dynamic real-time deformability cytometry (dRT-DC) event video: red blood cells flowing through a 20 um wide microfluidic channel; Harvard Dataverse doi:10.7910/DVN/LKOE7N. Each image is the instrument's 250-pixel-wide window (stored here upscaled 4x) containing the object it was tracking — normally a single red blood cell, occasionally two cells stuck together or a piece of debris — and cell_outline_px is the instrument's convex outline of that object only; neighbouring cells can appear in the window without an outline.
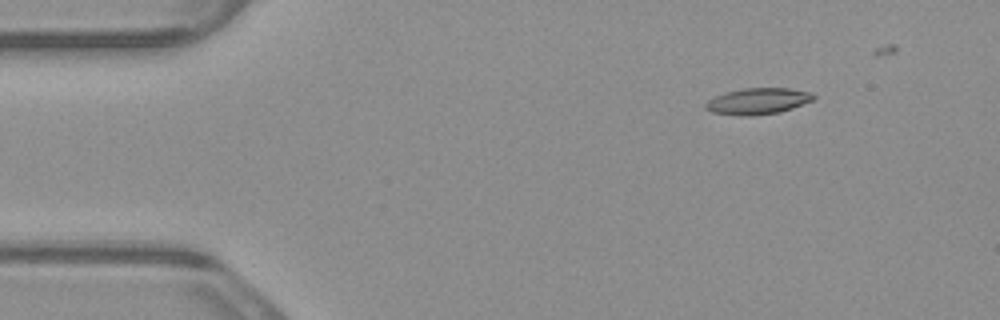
{"species": "common noctule bat (a hibernating species)", "species_latin": "Nyctalus noctula", "temperature_condition": "warm", "stored_images_in_passage": 6, "camera_frame_rate_fps": 3000, "um_per_image_px": 0.085, "animal": {"sex": "male", "body_mass_g": 23.1, "forearm_length_mm": 52.7}, "frame": {"image": 1, "passage_image": 2, "time_ms": 0.333, "image_size_px": [1000, 320], "cell_outline_px": [[816, 96], [812, 100], [792, 108], [780, 112], [752, 116], [740, 116], [712, 112], [704, 108], [704, 104], [708, 100], [716, 96], [728, 92], [744, 88], [788, 88], [812, 92]], "centroid_in_image_um": [64.42, 8.6], "position_along_channel_um": 20.6, "area_um2": 16.47}}
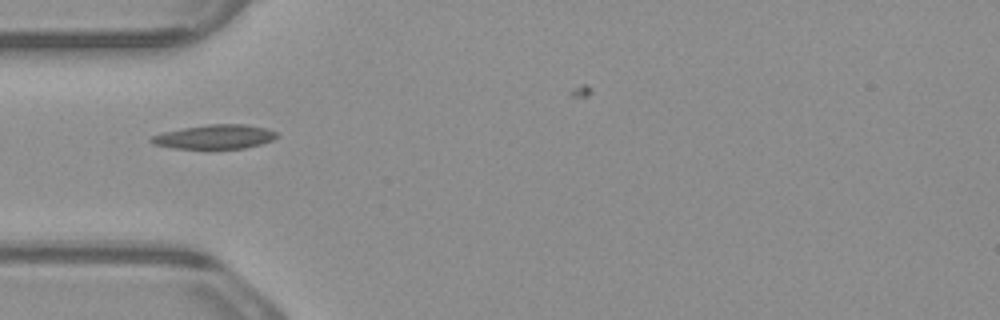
{"frame": {"image": 2, "passage_image": 4, "time_ms": 1.0, "image_size_px": [1000, 320], "cell_outline_px": [[280, 136], [272, 140], [260, 144], [244, 148], [204, 152], [172, 148], [156, 144], [148, 140], [152, 136], [164, 132], [184, 128], [208, 124], [244, 124], [264, 128], [276, 132]], "centroid_in_image_um": [18.24, 11.68], "position_along_channel_um": 66.8, "area_um2": 18.44}}
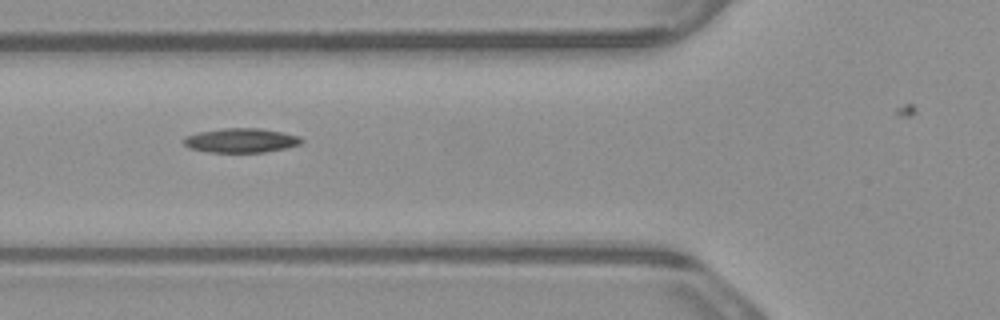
{"frame": {"image": 3, "passage_image": 5, "time_ms": 1.333, "image_size_px": [1000, 320], "cell_outline_px": [[304, 140], [300, 144], [284, 148], [264, 152], [208, 152], [188, 148], [184, 144], [184, 136], [196, 132], [224, 128], [260, 128], [284, 132], [300, 136]], "centroid_in_image_um": [20.47, 11.92], "position_along_channel_um": 105.3, "area_um2": 16.82}}